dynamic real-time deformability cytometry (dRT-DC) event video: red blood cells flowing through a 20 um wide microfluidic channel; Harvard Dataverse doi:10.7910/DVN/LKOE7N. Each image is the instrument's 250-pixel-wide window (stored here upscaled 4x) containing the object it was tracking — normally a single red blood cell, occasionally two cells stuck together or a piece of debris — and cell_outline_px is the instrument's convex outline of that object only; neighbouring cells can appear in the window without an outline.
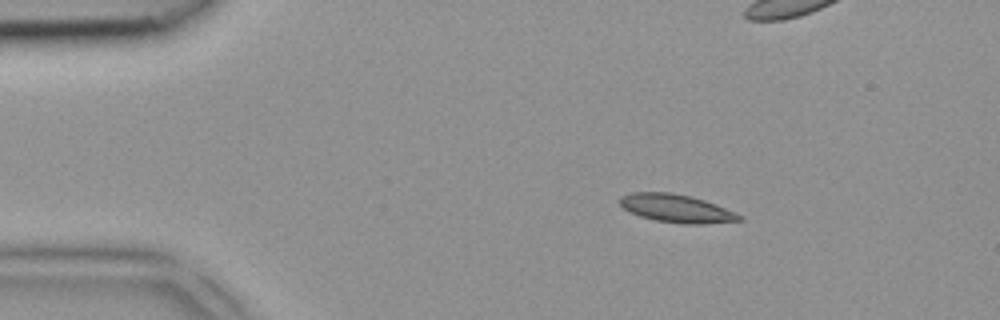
{"species": "common noctule bat (a hibernating species)", "species_latin": "Nyctalus noctula", "temperature_condition": "room temperature", "stored_images_in_passage": 6, "camera_frame_rate_fps": 3000, "um_per_image_px": 0.085, "animal": {"sex": "female", "body_mass_g": 18.4}, "frame": {"image": 1, "passage_image": 1, "time_ms": 0.0, "image_size_px": [1000, 320], "cell_outline_px": [[744, 220], [704, 224], [684, 224], [656, 220], [640, 216], [624, 208], [620, 204], [620, 196], [632, 192], [672, 192], [692, 196], [716, 204], [736, 212], [744, 216]], "centroid_in_image_um": [57.55, 17.71], "position_along_channel_um": 27.5, "area_um2": 19.65}}
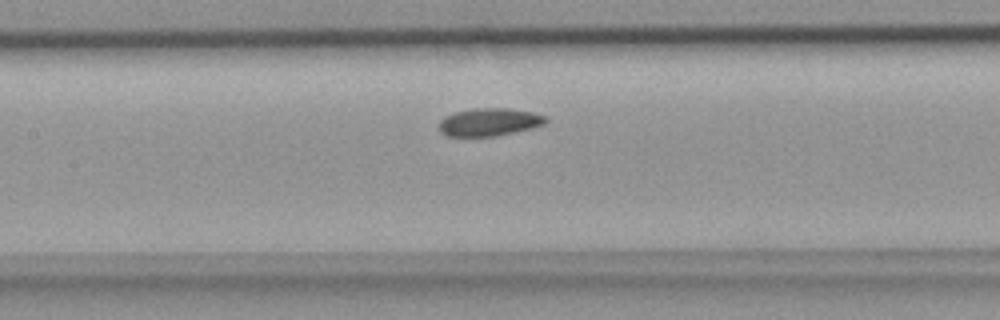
{"frame": {"image": 2, "passage_image": 6, "time_ms": 1.667, "image_size_px": [1000, 320], "cell_outline_px": [[548, 120], [544, 124], [532, 128], [496, 136], [448, 136], [440, 132], [440, 120], [444, 116], [456, 112], [472, 108], [508, 108], [532, 112], [544, 116]], "centroid_in_image_um": [41.58, 10.37], "position_along_channel_um": 165.8, "area_um2": 17.22}}